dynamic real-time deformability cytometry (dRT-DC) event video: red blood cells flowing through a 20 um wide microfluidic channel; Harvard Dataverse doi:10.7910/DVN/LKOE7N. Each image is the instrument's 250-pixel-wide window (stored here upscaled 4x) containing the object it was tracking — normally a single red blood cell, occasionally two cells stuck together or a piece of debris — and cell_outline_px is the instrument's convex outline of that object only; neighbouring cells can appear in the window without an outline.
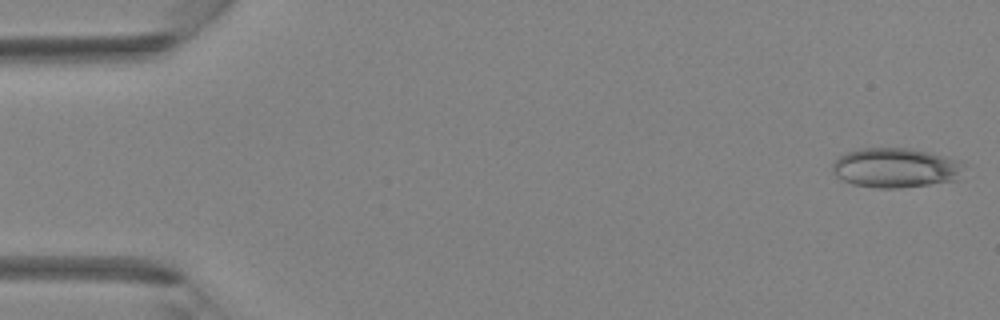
{"species": "Egyptian fruit bat (a non-hibernating species)", "species_latin": "Rousettus aegyptiacus", "temperature_condition": "room temperature", "stored_images_in_passage": 42, "segment_of_instrument_passage": [1, 2], "camera_frame_rate_fps": 3000, "um_per_image_px": 0.085, "animal": {"sex": "female"}, "frame": {"image": 1, "passage_image": 1, "time_ms": 0.0, "image_size_px": [1000, 320], "cell_outline_px": [[968, 164], [956, 180], [928, 184], [896, 188], [876, 188], [852, 184], [836, 176], [832, 172], [832, 164], [840, 156], [848, 152], [864, 148], [908, 148], [928, 152], [960, 160]], "centroid_in_image_um": [76.15, 14.26], "position_along_channel_um": 8.8, "area_um2": 30.35}}
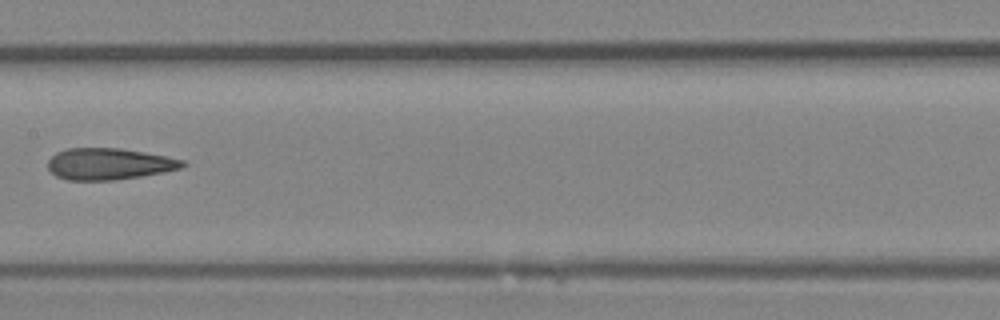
{"frame": {"image": 2, "passage_image": 21, "time_ms": 6.667, "image_size_px": [1000, 320], "cell_outline_px": [[188, 164], [180, 168], [164, 172], [116, 180], [68, 180], [56, 176], [48, 168], [48, 160], [56, 152], [68, 148], [120, 148], [144, 152], [184, 160]], "centroid_in_image_um": [9.26, 13.93], "position_along_channel_um": 198.1, "area_um2": 24.68}}
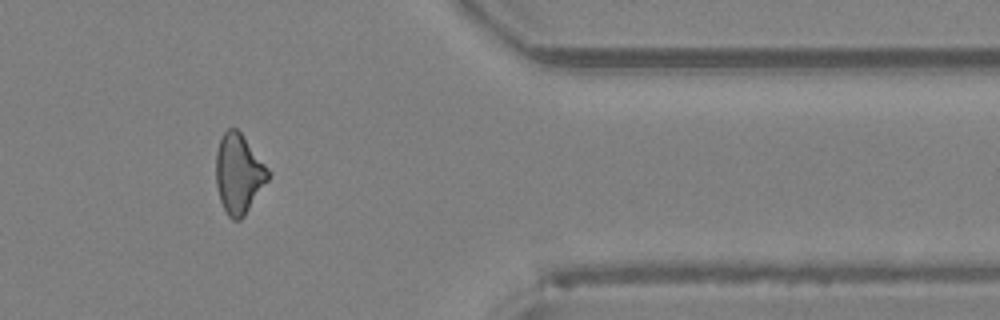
{"frame": {"image": 3, "passage_image": 34, "time_ms": 11.0, "image_size_px": [1000, 320], "cell_outline_px": [[272, 172], [268, 180], [244, 216], [240, 220], [232, 220], [228, 216], [220, 200], [216, 184], [216, 152], [220, 140], [224, 132], [228, 128], [236, 128], [240, 132]], "centroid_in_image_um": [20.3, 14.77], "position_along_channel_um": 391.1, "area_um2": 24.1}}